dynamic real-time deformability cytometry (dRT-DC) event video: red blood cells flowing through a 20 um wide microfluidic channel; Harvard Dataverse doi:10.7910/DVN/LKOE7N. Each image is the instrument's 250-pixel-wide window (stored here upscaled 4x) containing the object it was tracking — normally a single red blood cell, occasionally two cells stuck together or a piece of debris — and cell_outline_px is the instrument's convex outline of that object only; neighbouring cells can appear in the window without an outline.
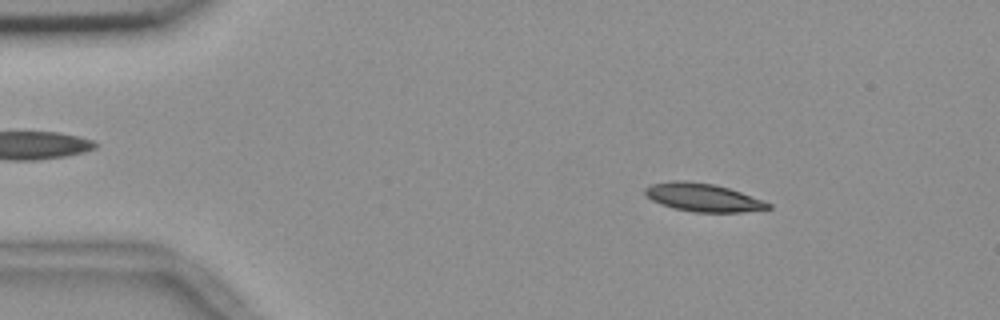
{"species": "common noctule bat (a hibernating species)", "species_latin": "Nyctalus noctula", "temperature_condition": "room temperature", "stored_images_in_passage": 55, "camera_frame_rate_fps": 3000, "um_per_image_px": 0.085, "animal": {"sex": "female", "body_mass_g": 18.4}, "frame": {"image": 1, "passage_image": 8, "time_ms": 2.333, "image_size_px": [1000, 320], "cell_outline_px": [[772, 208], [744, 212], [692, 212], [672, 208], [660, 204], [644, 196], [644, 188], [652, 184], [672, 180], [684, 180], [716, 184], [764, 200], [772, 204]], "centroid_in_image_um": [59.73, 16.78], "position_along_channel_um": 25.3, "area_um2": 20.46}}
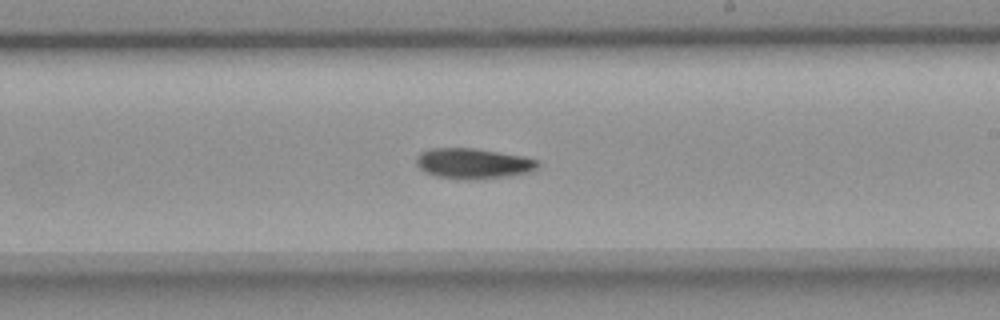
{"frame": {"image": 2, "passage_image": 32, "time_ms": 10.333, "image_size_px": [1000, 320], "cell_outline_px": [[540, 164], [536, 168], [528, 172], [508, 176], [472, 180], [464, 180], [436, 176], [424, 172], [416, 164], [416, 156], [420, 152], [428, 148], [476, 148], [524, 156], [536, 160]], "centroid_in_image_um": [40.18, 13.89], "position_along_channel_um": 248.8, "area_um2": 21.73}}
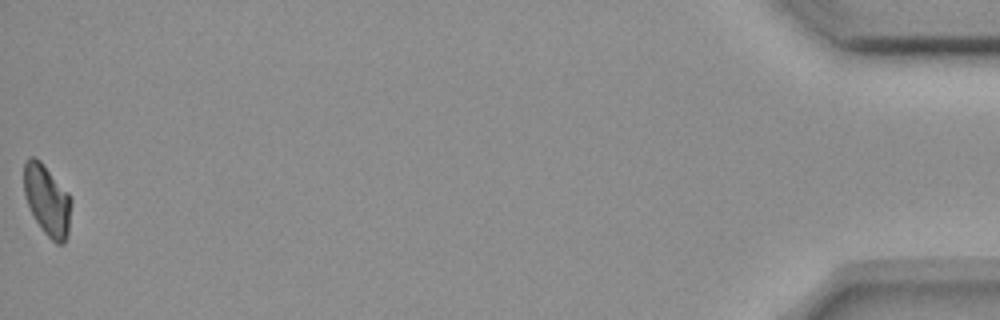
{"frame": {"image": 3, "passage_image": 55, "time_ms": 18.0, "image_size_px": [1000, 320], "cell_outline_px": [[72, 200], [68, 232], [64, 244], [56, 244], [44, 232], [36, 220], [24, 196], [24, 164], [28, 156], [32, 156], [40, 160], [68, 192]], "centroid_in_image_um": [4.01, 17.0], "position_along_channel_um": 431.2, "area_um2": 19.42}, "authors_computed_cell_mechanics": {"area_um2": 20.519, "velocity_mm_per_s": 3.6556, "shape_relaxation_time_tau1_ms": 3.4458, "shape_relaxation_time_tau2_ms": null, "deformation_change_tau1": 0.1153, "deformation_change_tau2": null}}